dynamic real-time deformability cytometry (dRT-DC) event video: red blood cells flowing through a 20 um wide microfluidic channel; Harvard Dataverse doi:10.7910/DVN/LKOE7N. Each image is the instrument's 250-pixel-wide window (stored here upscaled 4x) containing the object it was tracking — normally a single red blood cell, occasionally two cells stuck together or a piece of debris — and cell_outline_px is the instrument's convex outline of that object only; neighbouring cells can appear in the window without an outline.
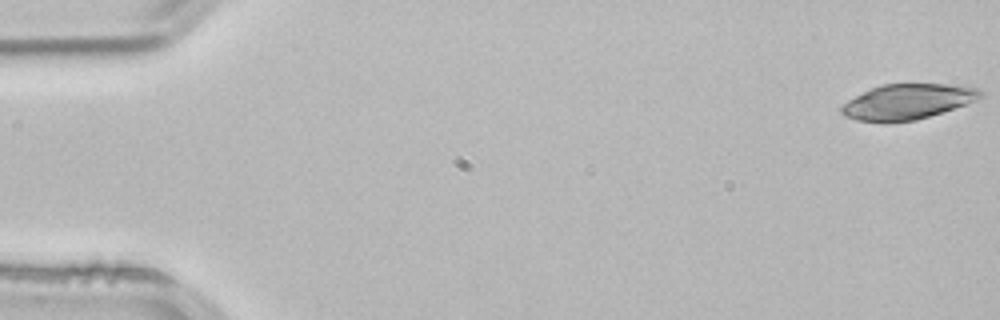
{"species": "common noctule bat (a hibernating species)", "species_latin": "Nyctalus noctula", "temperature_condition": "room temperature", "stored_images_in_passage": 8, "camera_frame_rate_fps": 3000, "um_per_image_px": 0.085, "animal": {"sex": "male", "body_mass_g": 21.5, "forearm_length_mm": 52.0}, "frame": {"image": 1, "passage_image": 1, "time_ms": 0.0, "image_size_px": [1000, 320], "cell_outline_px": [[984, 96], [976, 100], [916, 120], [888, 124], [884, 124], [856, 120], [844, 116], [840, 112], [840, 108], [848, 100], [880, 84], [944, 84], [976, 88], [984, 92]], "centroid_in_image_um": [77.08, 8.67], "position_along_channel_um": 7.9, "area_um2": 28.61}}